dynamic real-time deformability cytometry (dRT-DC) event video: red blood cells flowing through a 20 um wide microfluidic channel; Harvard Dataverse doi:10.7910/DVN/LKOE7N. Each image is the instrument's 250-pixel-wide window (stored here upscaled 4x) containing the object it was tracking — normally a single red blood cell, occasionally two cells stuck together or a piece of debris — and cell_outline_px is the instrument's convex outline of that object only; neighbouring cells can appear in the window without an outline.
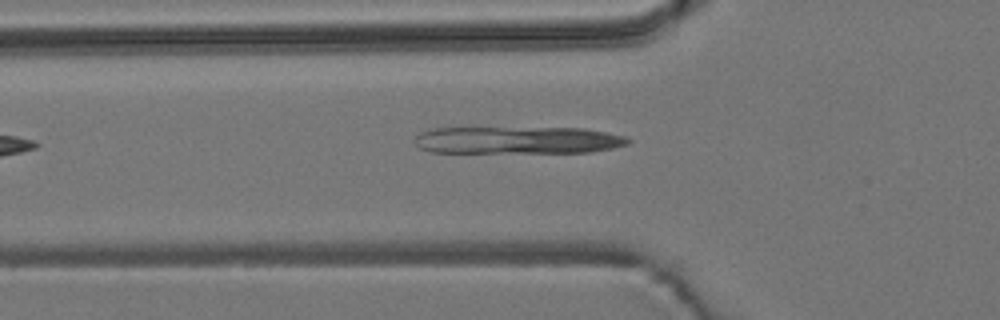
{"species": "common noctule bat (a hibernating species)", "species_latin": "Nyctalus noctula", "temperature_condition": "room temperature", "stored_images_in_passage": 7, "camera_frame_rate_fps": 3000, "um_per_image_px": 0.085, "animal": {"sex": "male", "body_mass_g": 19.2, "forearm_length_mm": 51.8}, "frame": {"image": 1, "passage_image": 7, "time_ms": 8.0, "image_size_px": [1000, 320], "cell_outline_px": [[632, 140], [628, 144], [612, 148], [592, 152], [432, 152], [420, 148], [416, 144], [416, 136], [420, 132], [428, 128], [584, 128], [628, 136]], "centroid_in_image_um": [44.04, 11.91], "position_along_channel_um": 81.8, "area_um2": 33.99}}